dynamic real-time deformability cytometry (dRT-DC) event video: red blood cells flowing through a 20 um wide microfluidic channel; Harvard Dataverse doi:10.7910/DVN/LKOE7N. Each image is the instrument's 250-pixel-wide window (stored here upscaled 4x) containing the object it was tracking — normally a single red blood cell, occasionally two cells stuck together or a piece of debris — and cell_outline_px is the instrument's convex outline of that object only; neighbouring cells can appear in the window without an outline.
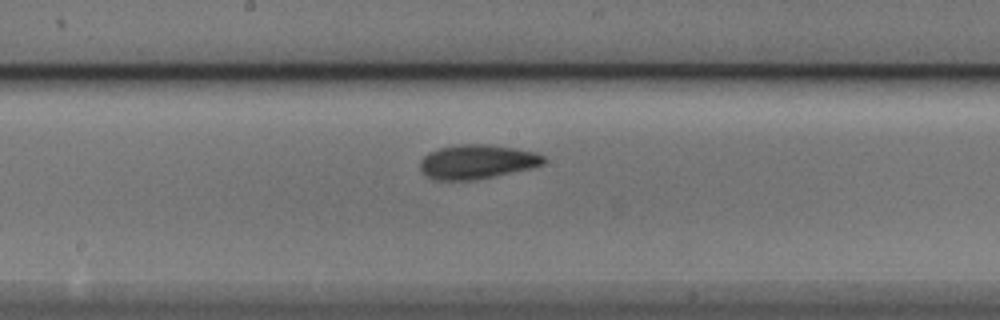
{"species": "Egyptian fruit bat (a non-hibernating species)", "species_latin": "Rousettus aegyptiacus", "temperature_condition": "cold", "stored_images_in_passage": 9, "camera_frame_rate_fps": 3000, "um_per_image_px": 0.085, "animal": {"sex": "male"}, "frame": {"image": 1, "passage_image": 9, "time_ms": 9.667, "image_size_px": [1000, 320], "cell_outline_px": [[548, 160], [544, 164], [532, 168], [472, 180], [436, 180], [428, 176], [420, 168], [420, 160], [428, 152], [440, 148], [460, 144], [488, 144], [536, 152], [544, 156]], "centroid_in_image_um": [40.57, 13.74], "position_along_channel_um": 207.6, "area_um2": 24.51}}